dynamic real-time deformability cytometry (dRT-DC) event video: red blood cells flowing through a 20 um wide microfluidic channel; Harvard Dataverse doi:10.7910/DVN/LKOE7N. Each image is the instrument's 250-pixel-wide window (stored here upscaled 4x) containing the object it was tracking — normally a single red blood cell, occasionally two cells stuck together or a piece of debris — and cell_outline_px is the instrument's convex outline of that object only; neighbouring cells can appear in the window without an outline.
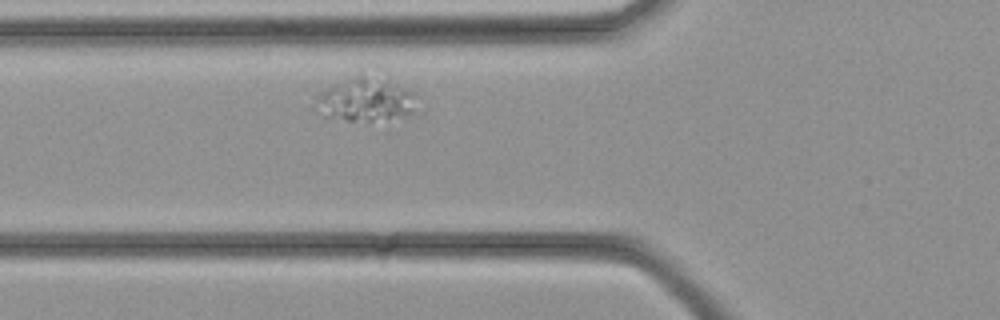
{"species": "common noctule bat (a hibernating species)", "species_latin": "Nyctalus noctula", "temperature_condition": "cold", "stored_images_in_passage": 22, "camera_frame_rate_fps": 3000, "um_per_image_px": 0.085, "animal": {"sex": "female", "body_mass_g": 21.9}, "frame": {"image": 1, "passage_image": 4, "time_ms": 1.0, "image_size_px": [1000, 320], "cell_outline_px": [[412, 112], [404, 116], [372, 120], [348, 120], [324, 116], [312, 108], [312, 96], [336, 84], [364, 72], [388, 76], [412, 92]], "centroid_in_image_um": [30.98, 8.4], "position_along_channel_um": 94.8, "area_um2": 26.07}}
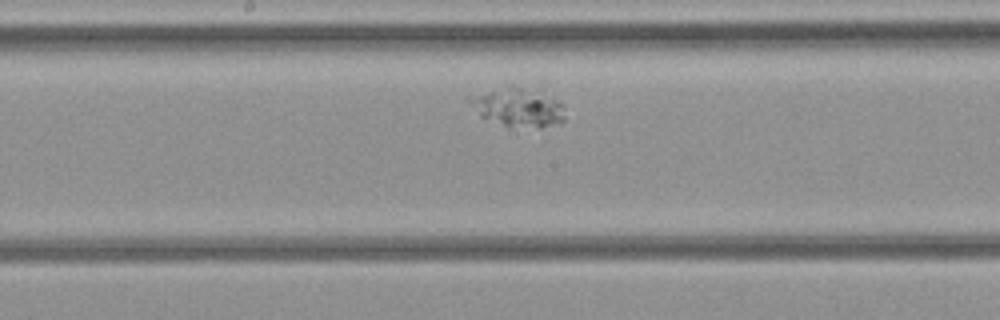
{"frame": {"image": 2, "passage_image": 10, "time_ms": 3.0, "image_size_px": [1000, 320], "cell_outline_px": [[564, 120], [540, 128], [504, 124], [480, 116], [468, 100], [488, 92], [516, 88], [520, 88], [556, 100], [564, 104]], "centroid_in_image_um": [44.11, 9.19], "position_along_channel_um": 204.1, "area_um2": 19.48}}
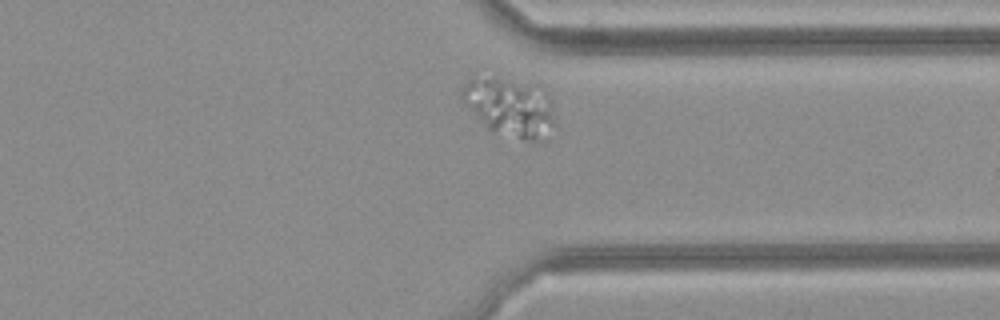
{"frame": {"image": 3, "passage_image": 19, "time_ms": 6.0, "image_size_px": [1000, 320], "cell_outline_px": [[556, 120], [548, 140], [544, 144], [532, 144], [492, 132], [464, 104], [460, 92], [464, 84], [472, 76], [540, 84], [548, 100]], "centroid_in_image_um": [43.4, 9.2], "position_along_channel_um": 368.0, "area_um2": 32.54}}